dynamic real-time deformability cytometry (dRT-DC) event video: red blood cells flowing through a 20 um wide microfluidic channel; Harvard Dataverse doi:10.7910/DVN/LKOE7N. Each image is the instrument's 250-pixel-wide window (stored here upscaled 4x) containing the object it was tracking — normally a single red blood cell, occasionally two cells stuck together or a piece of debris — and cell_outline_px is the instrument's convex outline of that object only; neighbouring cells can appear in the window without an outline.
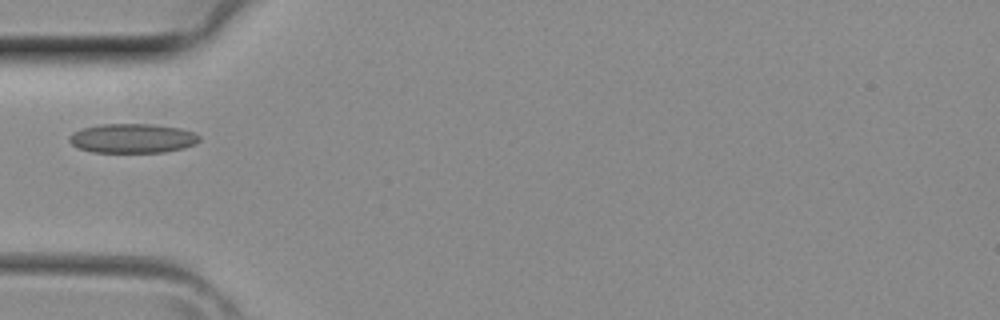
{"species": "common noctule bat (a hibernating species)", "species_latin": "Nyctalus noctula", "temperature_condition": "room temperature", "stored_images_in_passage": 4, "camera_frame_rate_fps": 3000, "um_per_image_px": 0.085, "animal": {"sex": "female", "body_mass_g": 29.2, "forearm_length_mm": 56.3}, "frame": {"image": 1, "passage_image": 4, "time_ms": 1.0, "image_size_px": [1000, 320], "cell_outline_px": [[200, 140], [196, 144], [184, 148], [164, 152], [92, 152], [80, 148], [72, 144], [68, 140], [68, 136], [72, 132], [80, 128], [100, 124], [152, 124], [180, 128], [196, 132], [200, 136]], "centroid_in_image_um": [11.27, 11.75], "position_along_channel_um": 73.7, "area_um2": 22.48}}